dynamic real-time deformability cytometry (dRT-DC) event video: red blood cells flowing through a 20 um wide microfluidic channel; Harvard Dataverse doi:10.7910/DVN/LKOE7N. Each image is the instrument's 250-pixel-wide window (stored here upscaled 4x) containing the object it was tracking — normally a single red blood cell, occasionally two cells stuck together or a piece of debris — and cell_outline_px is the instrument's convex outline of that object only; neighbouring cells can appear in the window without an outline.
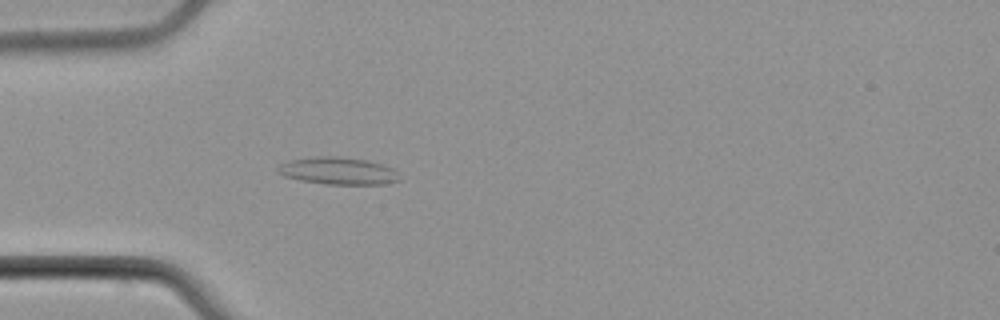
{"species": "common noctule bat (a hibernating species)", "species_latin": "Nyctalus noctula", "temperature_condition": "cold", "stored_images_in_passage": 2, "camera_frame_rate_fps": 3000, "um_per_image_px": 0.085, "animal": {"sex": "male", "body_mass_g": 21.5, "forearm_length_mm": 52.0}, "frame": {"image": 1, "passage_image": 2, "time_ms": 2.0, "image_size_px": [1000, 320], "cell_outline_px": [[400, 180], [384, 184], [324, 184], [300, 180], [284, 176], [276, 172], [276, 168], [280, 164], [292, 160], [316, 156], [340, 156], [364, 160], [380, 164], [392, 168], [396, 172]], "centroid_in_image_um": [28.69, 14.53], "position_along_channel_um": 56.3, "area_um2": 19.19}}